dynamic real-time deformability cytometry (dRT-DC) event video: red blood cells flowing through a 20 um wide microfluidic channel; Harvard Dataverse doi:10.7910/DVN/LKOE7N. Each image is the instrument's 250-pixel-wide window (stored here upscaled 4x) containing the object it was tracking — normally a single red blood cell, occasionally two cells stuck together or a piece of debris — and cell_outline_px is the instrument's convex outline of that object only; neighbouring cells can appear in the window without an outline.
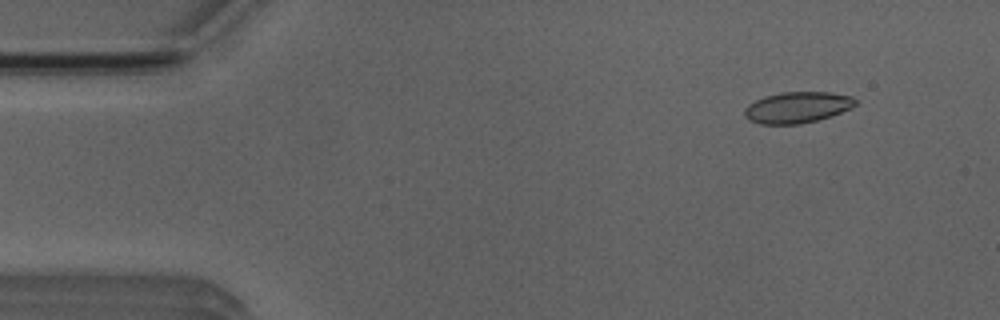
{"species": "Egyptian fruit bat (a non-hibernating species)", "species_latin": "Rousettus aegyptiacus", "temperature_condition": "room temperature", "stored_images_in_passage": 50, "camera_frame_rate_fps": 3000, "um_per_image_px": 0.085, "animal": {"sex": "male"}, "frame": {"image": 1, "passage_image": 5, "time_ms": 1.333, "image_size_px": [1000, 320], "cell_outline_px": [[856, 104], [852, 108], [832, 116], [800, 124], [760, 124], [748, 120], [744, 116], [744, 108], [748, 104], [764, 96], [780, 92], [828, 92], [852, 96], [856, 100]], "centroid_in_image_um": [67.75, 9.13], "position_along_channel_um": 17.2, "area_um2": 20.29}}
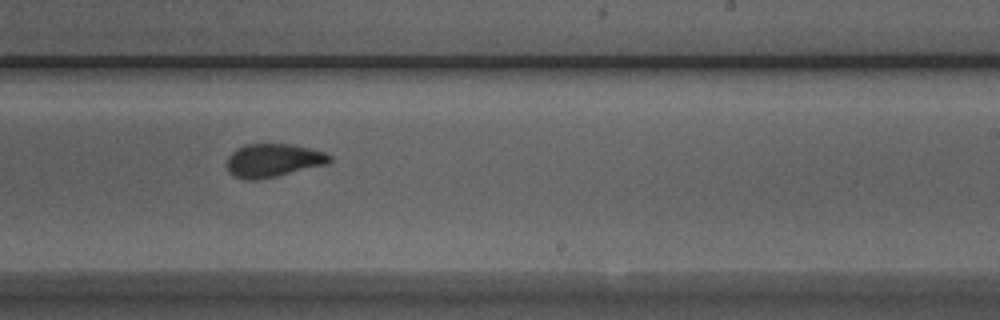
{"frame": {"image": 2, "passage_image": 31, "time_ms": 10.0, "image_size_px": [1000, 320], "cell_outline_px": [[332, 160], [328, 164], [260, 180], [244, 180], [232, 176], [228, 172], [228, 156], [236, 148], [244, 144], [292, 144], [324, 152], [332, 156]], "centroid_in_image_um": [23.21, 13.64], "position_along_channel_um": 265.8, "area_um2": 20.17}}
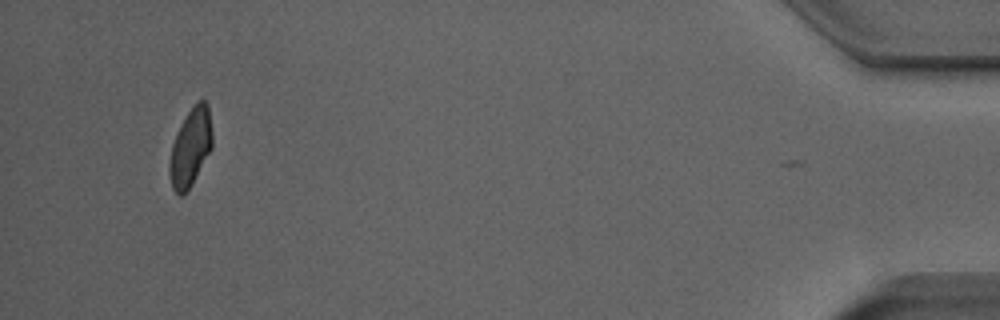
{"frame": {"image": 3, "passage_image": 49, "time_ms": 16.0, "image_size_px": [1000, 320], "cell_outline_px": [[212, 148], [192, 184], [184, 196], [180, 196], [172, 188], [168, 172], [168, 164], [172, 144], [180, 124], [188, 112], [200, 100], [204, 100], [208, 104], [212, 132]], "centroid_in_image_um": [16.18, 12.57], "position_along_channel_um": 419.0, "area_um2": 19.48}, "authors_computed_cell_mechanics": {"area_um2": 20.23, "velocity_mm_per_s": 3.9191, "shape_relaxation_time_tau1_ms": 7.8036, "shape_relaxation_time_tau2_ms": null, "deformation_change_tau1": 0.1763, "deformation_change_tau2": null}}